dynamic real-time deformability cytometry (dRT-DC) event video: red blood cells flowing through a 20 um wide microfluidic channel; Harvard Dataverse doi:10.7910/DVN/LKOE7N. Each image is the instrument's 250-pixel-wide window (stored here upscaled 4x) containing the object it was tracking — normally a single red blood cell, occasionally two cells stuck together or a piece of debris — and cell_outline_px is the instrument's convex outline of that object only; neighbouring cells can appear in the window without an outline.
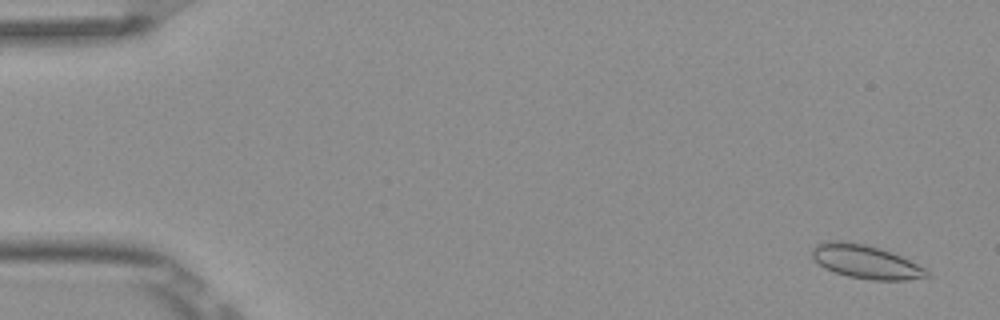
{"species": "Egyptian fruit bat (a non-hibernating species)", "species_latin": "Rousettus aegyptiacus", "temperature_condition": "room temperature", "stored_images_in_passage": 4, "camera_frame_rate_fps": 3000, "um_per_image_px": 0.085, "frame": {"image": 1, "passage_image": 1, "time_ms": 0.0, "image_size_px": [1000, 320], "cell_outline_px": [[932, 276], [908, 280], [872, 280], [848, 276], [824, 268], [812, 256], [812, 248], [816, 244], [828, 240], [840, 240], [864, 244], [880, 248], [900, 256], [924, 268]], "centroid_in_image_um": [73.57, 22.24], "position_along_channel_um": 11.4, "area_um2": 22.25}}
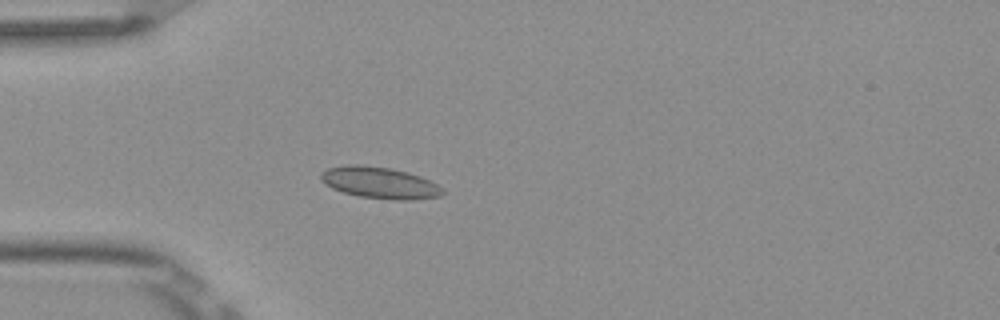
{"frame": {"image": 2, "passage_image": 4, "time_ms": 1.0, "image_size_px": [1000, 320], "cell_outline_px": [[444, 192], [440, 196], [412, 200], [392, 200], [360, 196], [344, 192], [332, 188], [320, 180], [320, 172], [328, 168], [348, 164], [356, 164], [388, 168], [408, 172], [420, 176], [444, 188]], "centroid_in_image_um": [32.27, 15.53], "position_along_channel_um": 52.7, "area_um2": 22.31}}